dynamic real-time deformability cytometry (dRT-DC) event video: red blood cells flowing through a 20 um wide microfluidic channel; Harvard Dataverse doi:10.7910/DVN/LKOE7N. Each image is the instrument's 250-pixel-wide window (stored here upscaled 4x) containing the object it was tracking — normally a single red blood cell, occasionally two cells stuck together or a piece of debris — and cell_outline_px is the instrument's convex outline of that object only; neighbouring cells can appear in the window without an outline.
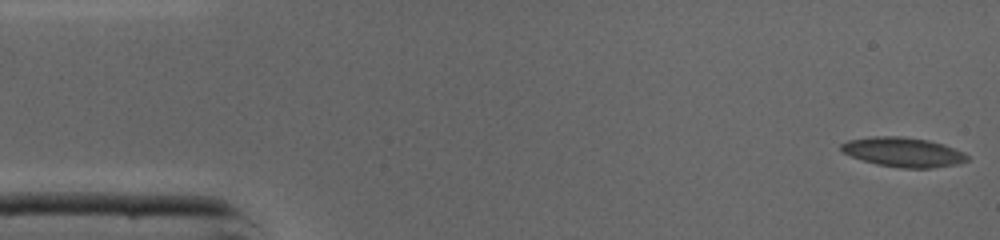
{"species": "common noctule bat (a hibernating species)", "species_latin": "Nyctalus noctula", "temperature_condition": "cold", "stored_images_in_passage": 47, "camera_frame_rate_fps": 3000, "um_per_image_px": 0.085, "animal": {"sex": "male", "body_mass_g": 19.0, "forearm_length_mm": 50.8}, "frame": {"image": 1, "passage_image": 1, "time_ms": 0.0, "image_size_px": [1000, 240], "cell_outline_px": [[968, 160], [956, 164], [932, 168], [900, 168], [876, 164], [852, 156], [844, 152], [840, 148], [840, 144], [848, 140], [872, 136], [900, 136], [928, 140], [944, 144], [964, 152], [968, 156]], "centroid_in_image_um": [76.78, 12.92], "position_along_channel_um": 8.2, "area_um2": 21.62}}
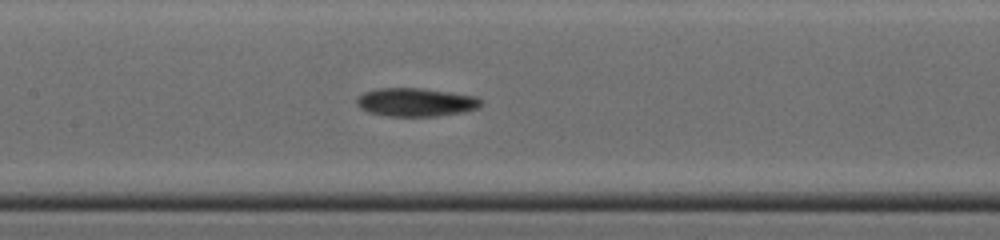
{"frame": {"image": 2, "passage_image": 21, "time_ms": 6.667, "image_size_px": [1000, 240], "cell_outline_px": [[484, 104], [480, 108], [464, 112], [436, 116], [388, 116], [368, 112], [360, 108], [356, 104], [356, 96], [364, 92], [380, 88], [424, 88], [476, 96], [484, 100]], "centroid_in_image_um": [35.38, 8.68], "position_along_channel_um": 172.0, "area_um2": 20.92}}
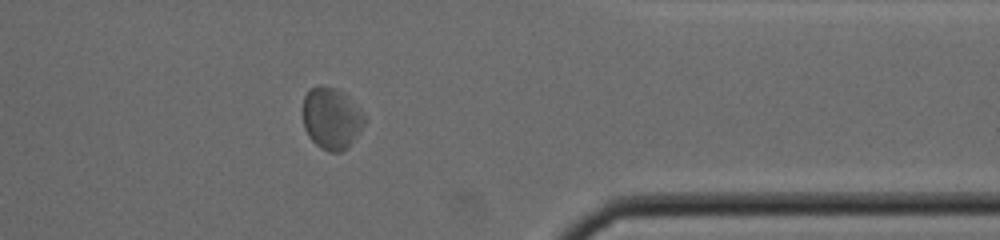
{"frame": {"image": 3, "passage_image": 37, "time_ms": 12.0, "image_size_px": [1000, 240], "cell_outline_px": [[364, 124], [360, 132], [348, 148], [340, 152], [328, 152], [320, 148], [308, 136], [304, 128], [304, 96], [312, 88], [320, 84], [344, 92], [364, 112]], "centroid_in_image_um": [28.2, 10.08], "position_along_channel_um": 383.2, "area_um2": 22.2}, "authors_computed_cell_mechanics": {"area_um2": 20.8658, "velocity_mm_per_s": 4.262, "shape_relaxation_time_tau1_ms": null, "shape_relaxation_time_tau2_ms": 3.0202, "deformation_change_tau1": null, "deformation_change_tau2": 0.0744}}